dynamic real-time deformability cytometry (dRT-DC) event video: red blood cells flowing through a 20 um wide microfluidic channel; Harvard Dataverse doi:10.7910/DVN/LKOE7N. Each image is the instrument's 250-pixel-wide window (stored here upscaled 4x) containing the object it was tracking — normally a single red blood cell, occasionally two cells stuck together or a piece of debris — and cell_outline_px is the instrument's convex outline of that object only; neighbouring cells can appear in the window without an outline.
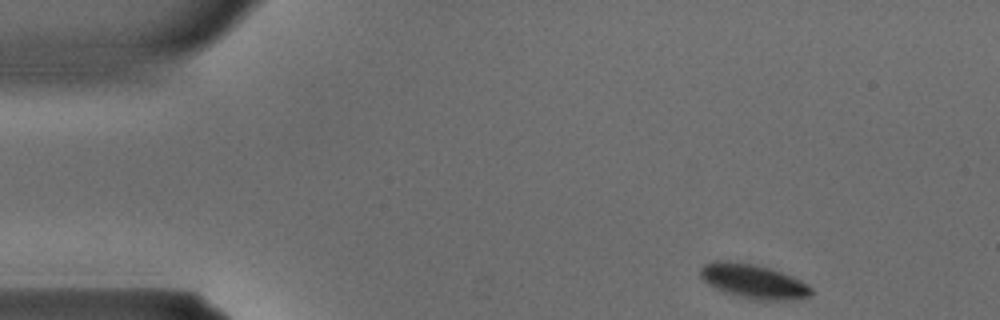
{"species": "common noctule bat (a hibernating species)", "species_latin": "Nyctalus noctula", "temperature_condition": "warm", "stored_images_in_passage": 21, "camera_frame_rate_fps": 3000, "um_per_image_px": 0.085, "animal": {"sex": "male", "body_mass_g": 15.6}, "frame": {"image": 1, "passage_image": 1, "time_ms": 0.0, "image_size_px": [1000, 320], "cell_outline_px": [[812, 296], [776, 300], [744, 296], [728, 292], [716, 288], [708, 284], [700, 276], [700, 268], [704, 264], [716, 260], [720, 260], [752, 264], [768, 268], [780, 272], [800, 280], [812, 288]], "centroid_in_image_um": [64.01, 23.87], "position_along_channel_um": 21.0, "area_um2": 21.1}}
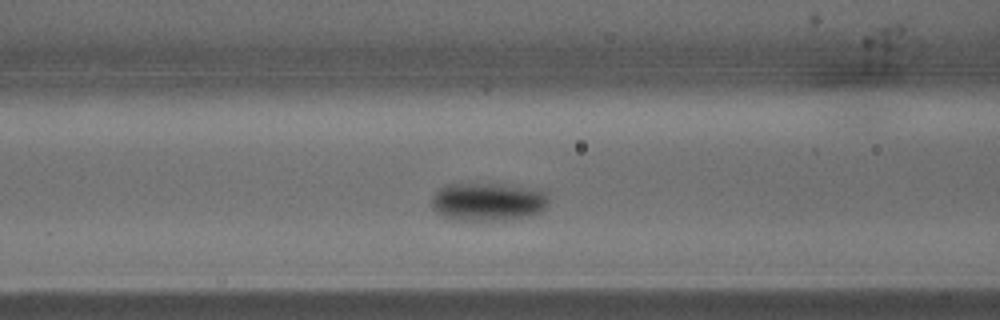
{"frame": {"image": 2, "passage_image": 11, "time_ms": 3.333, "image_size_px": [1000, 320], "cell_outline_px": [[548, 200], [544, 208], [540, 212], [532, 216], [504, 220], [452, 220], [436, 212], [432, 208], [432, 196], [440, 188], [448, 184], [488, 184], [540, 188], [548, 196]], "centroid_in_image_um": [41.49, 17.16], "position_along_channel_um": 125.1, "area_um2": 26.13}}
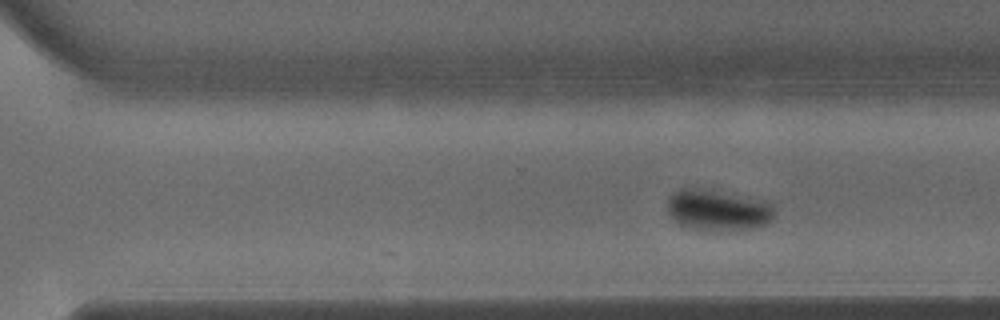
{"frame": {"image": 3, "passage_image": 21, "time_ms": 6.667, "image_size_px": [1000, 320], "cell_outline_px": [[772, 216], [768, 224], [756, 228], [720, 232], [704, 232], [680, 224], [672, 220], [668, 212], [668, 196], [680, 188], [700, 188], [764, 200], [772, 204]], "centroid_in_image_um": [60.98, 17.89], "position_along_channel_um": 309.6, "area_um2": 26.01}}